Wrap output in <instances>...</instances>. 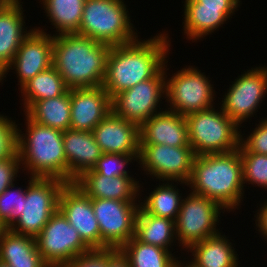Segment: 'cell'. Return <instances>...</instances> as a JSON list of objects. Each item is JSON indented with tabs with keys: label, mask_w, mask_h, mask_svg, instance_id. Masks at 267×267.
<instances>
[{
	"label": "cell",
	"mask_w": 267,
	"mask_h": 267,
	"mask_svg": "<svg viewBox=\"0 0 267 267\" xmlns=\"http://www.w3.org/2000/svg\"><path fill=\"white\" fill-rule=\"evenodd\" d=\"M170 35L164 30L149 39H140L110 47L103 88L112 99L115 95L153 78L170 54Z\"/></svg>",
	"instance_id": "cell-1"
},
{
	"label": "cell",
	"mask_w": 267,
	"mask_h": 267,
	"mask_svg": "<svg viewBox=\"0 0 267 267\" xmlns=\"http://www.w3.org/2000/svg\"><path fill=\"white\" fill-rule=\"evenodd\" d=\"M187 184L192 193L217 202L226 212L240 209L245 188L239 149L196 156Z\"/></svg>",
	"instance_id": "cell-2"
},
{
	"label": "cell",
	"mask_w": 267,
	"mask_h": 267,
	"mask_svg": "<svg viewBox=\"0 0 267 267\" xmlns=\"http://www.w3.org/2000/svg\"><path fill=\"white\" fill-rule=\"evenodd\" d=\"M110 46L78 34L53 35V66L69 89L102 86Z\"/></svg>",
	"instance_id": "cell-3"
},
{
	"label": "cell",
	"mask_w": 267,
	"mask_h": 267,
	"mask_svg": "<svg viewBox=\"0 0 267 267\" xmlns=\"http://www.w3.org/2000/svg\"><path fill=\"white\" fill-rule=\"evenodd\" d=\"M26 130L17 126V153L21 170L33 178H55L68 184V165L63 132L31 120L25 113Z\"/></svg>",
	"instance_id": "cell-4"
},
{
	"label": "cell",
	"mask_w": 267,
	"mask_h": 267,
	"mask_svg": "<svg viewBox=\"0 0 267 267\" xmlns=\"http://www.w3.org/2000/svg\"><path fill=\"white\" fill-rule=\"evenodd\" d=\"M126 7L124 0H86L75 34L110 47L137 40L139 35Z\"/></svg>",
	"instance_id": "cell-5"
},
{
	"label": "cell",
	"mask_w": 267,
	"mask_h": 267,
	"mask_svg": "<svg viewBox=\"0 0 267 267\" xmlns=\"http://www.w3.org/2000/svg\"><path fill=\"white\" fill-rule=\"evenodd\" d=\"M190 113L185 116L189 145L196 156L228 153L239 148L240 127L221 107Z\"/></svg>",
	"instance_id": "cell-6"
},
{
	"label": "cell",
	"mask_w": 267,
	"mask_h": 267,
	"mask_svg": "<svg viewBox=\"0 0 267 267\" xmlns=\"http://www.w3.org/2000/svg\"><path fill=\"white\" fill-rule=\"evenodd\" d=\"M168 59L164 64L166 79V100L168 110L183 116L206 110L215 106L216 91L212 80H209L198 67L184 66L172 75L167 72ZM168 73V75H167ZM170 76V77H169ZM172 76V77H171ZM169 77V78H168ZM215 95V96H214Z\"/></svg>",
	"instance_id": "cell-7"
},
{
	"label": "cell",
	"mask_w": 267,
	"mask_h": 267,
	"mask_svg": "<svg viewBox=\"0 0 267 267\" xmlns=\"http://www.w3.org/2000/svg\"><path fill=\"white\" fill-rule=\"evenodd\" d=\"M188 192L190 193L186 194L185 198L183 197L175 221L177 246H181V252L184 249L186 251L195 243L222 232L217 227L219 219L222 218L221 212L226 211L217 202L191 191Z\"/></svg>",
	"instance_id": "cell-8"
},
{
	"label": "cell",
	"mask_w": 267,
	"mask_h": 267,
	"mask_svg": "<svg viewBox=\"0 0 267 267\" xmlns=\"http://www.w3.org/2000/svg\"><path fill=\"white\" fill-rule=\"evenodd\" d=\"M27 182L22 214L10 230L35 238L58 210L59 195L67 183L55 178L33 177Z\"/></svg>",
	"instance_id": "cell-9"
},
{
	"label": "cell",
	"mask_w": 267,
	"mask_h": 267,
	"mask_svg": "<svg viewBox=\"0 0 267 267\" xmlns=\"http://www.w3.org/2000/svg\"><path fill=\"white\" fill-rule=\"evenodd\" d=\"M246 70L231 81L219 103L224 113L240 128L244 122L254 117L267 95V66H255Z\"/></svg>",
	"instance_id": "cell-10"
},
{
	"label": "cell",
	"mask_w": 267,
	"mask_h": 267,
	"mask_svg": "<svg viewBox=\"0 0 267 267\" xmlns=\"http://www.w3.org/2000/svg\"><path fill=\"white\" fill-rule=\"evenodd\" d=\"M162 99H166L165 67L153 78L115 95L111 99L112 112L140 127L163 110L160 108Z\"/></svg>",
	"instance_id": "cell-11"
},
{
	"label": "cell",
	"mask_w": 267,
	"mask_h": 267,
	"mask_svg": "<svg viewBox=\"0 0 267 267\" xmlns=\"http://www.w3.org/2000/svg\"><path fill=\"white\" fill-rule=\"evenodd\" d=\"M196 155L191 146L139 144L138 164L156 181L188 182Z\"/></svg>",
	"instance_id": "cell-12"
},
{
	"label": "cell",
	"mask_w": 267,
	"mask_h": 267,
	"mask_svg": "<svg viewBox=\"0 0 267 267\" xmlns=\"http://www.w3.org/2000/svg\"><path fill=\"white\" fill-rule=\"evenodd\" d=\"M35 240L43 261L49 267H65L90 250L59 210L51 216Z\"/></svg>",
	"instance_id": "cell-13"
},
{
	"label": "cell",
	"mask_w": 267,
	"mask_h": 267,
	"mask_svg": "<svg viewBox=\"0 0 267 267\" xmlns=\"http://www.w3.org/2000/svg\"><path fill=\"white\" fill-rule=\"evenodd\" d=\"M91 203L100 230L101 249H120L134 237L140 201L95 198Z\"/></svg>",
	"instance_id": "cell-14"
},
{
	"label": "cell",
	"mask_w": 267,
	"mask_h": 267,
	"mask_svg": "<svg viewBox=\"0 0 267 267\" xmlns=\"http://www.w3.org/2000/svg\"><path fill=\"white\" fill-rule=\"evenodd\" d=\"M48 33V34H47ZM53 66V36L41 27H33L22 41L10 65L0 75V83L15 70L19 89L31 78Z\"/></svg>",
	"instance_id": "cell-15"
},
{
	"label": "cell",
	"mask_w": 267,
	"mask_h": 267,
	"mask_svg": "<svg viewBox=\"0 0 267 267\" xmlns=\"http://www.w3.org/2000/svg\"><path fill=\"white\" fill-rule=\"evenodd\" d=\"M58 210L90 249H101L100 230L90 197L73 183L66 184L59 195Z\"/></svg>",
	"instance_id": "cell-16"
},
{
	"label": "cell",
	"mask_w": 267,
	"mask_h": 267,
	"mask_svg": "<svg viewBox=\"0 0 267 267\" xmlns=\"http://www.w3.org/2000/svg\"><path fill=\"white\" fill-rule=\"evenodd\" d=\"M70 129L92 132L111 111V98L103 86L70 89Z\"/></svg>",
	"instance_id": "cell-17"
},
{
	"label": "cell",
	"mask_w": 267,
	"mask_h": 267,
	"mask_svg": "<svg viewBox=\"0 0 267 267\" xmlns=\"http://www.w3.org/2000/svg\"><path fill=\"white\" fill-rule=\"evenodd\" d=\"M139 127V144L190 146L185 116L164 108Z\"/></svg>",
	"instance_id": "cell-18"
},
{
	"label": "cell",
	"mask_w": 267,
	"mask_h": 267,
	"mask_svg": "<svg viewBox=\"0 0 267 267\" xmlns=\"http://www.w3.org/2000/svg\"><path fill=\"white\" fill-rule=\"evenodd\" d=\"M92 133L102 153L139 154V127L112 111Z\"/></svg>",
	"instance_id": "cell-19"
},
{
	"label": "cell",
	"mask_w": 267,
	"mask_h": 267,
	"mask_svg": "<svg viewBox=\"0 0 267 267\" xmlns=\"http://www.w3.org/2000/svg\"><path fill=\"white\" fill-rule=\"evenodd\" d=\"M131 175L108 177L92 169L83 173L73 184L91 199L139 201L141 183Z\"/></svg>",
	"instance_id": "cell-20"
},
{
	"label": "cell",
	"mask_w": 267,
	"mask_h": 267,
	"mask_svg": "<svg viewBox=\"0 0 267 267\" xmlns=\"http://www.w3.org/2000/svg\"><path fill=\"white\" fill-rule=\"evenodd\" d=\"M21 1L5 0L0 4V75L10 65L22 41L33 29L25 27L26 16Z\"/></svg>",
	"instance_id": "cell-21"
},
{
	"label": "cell",
	"mask_w": 267,
	"mask_h": 267,
	"mask_svg": "<svg viewBox=\"0 0 267 267\" xmlns=\"http://www.w3.org/2000/svg\"><path fill=\"white\" fill-rule=\"evenodd\" d=\"M63 146L68 165V184L92 170L102 155L93 133L88 131H63Z\"/></svg>",
	"instance_id": "cell-22"
},
{
	"label": "cell",
	"mask_w": 267,
	"mask_h": 267,
	"mask_svg": "<svg viewBox=\"0 0 267 267\" xmlns=\"http://www.w3.org/2000/svg\"><path fill=\"white\" fill-rule=\"evenodd\" d=\"M222 232L193 244L186 252L197 267H240L239 256L229 237ZM239 260V261H238Z\"/></svg>",
	"instance_id": "cell-23"
},
{
	"label": "cell",
	"mask_w": 267,
	"mask_h": 267,
	"mask_svg": "<svg viewBox=\"0 0 267 267\" xmlns=\"http://www.w3.org/2000/svg\"><path fill=\"white\" fill-rule=\"evenodd\" d=\"M184 20L183 35L188 41L199 42L207 35H211L214 31H218L229 18L221 12V8L202 7L195 0H185L184 2ZM228 19V20H227ZM199 40V41H197Z\"/></svg>",
	"instance_id": "cell-24"
},
{
	"label": "cell",
	"mask_w": 267,
	"mask_h": 267,
	"mask_svg": "<svg viewBox=\"0 0 267 267\" xmlns=\"http://www.w3.org/2000/svg\"><path fill=\"white\" fill-rule=\"evenodd\" d=\"M0 262L10 267H49L43 261L34 237L10 229L0 237Z\"/></svg>",
	"instance_id": "cell-25"
},
{
	"label": "cell",
	"mask_w": 267,
	"mask_h": 267,
	"mask_svg": "<svg viewBox=\"0 0 267 267\" xmlns=\"http://www.w3.org/2000/svg\"><path fill=\"white\" fill-rule=\"evenodd\" d=\"M134 237L145 244L172 250L177 242L175 221L146 213L141 207L135 222Z\"/></svg>",
	"instance_id": "cell-26"
},
{
	"label": "cell",
	"mask_w": 267,
	"mask_h": 267,
	"mask_svg": "<svg viewBox=\"0 0 267 267\" xmlns=\"http://www.w3.org/2000/svg\"><path fill=\"white\" fill-rule=\"evenodd\" d=\"M180 183L188 185L187 182H171L162 181L151 191L149 196H146L142 200V192L144 191L142 184L140 185V207L148 214L158 217H165L176 221L178 213L180 211L181 202L183 200L182 192L178 189L177 185ZM161 184V185H160ZM142 186V187H141ZM176 187V188H175ZM142 191V192H141ZM143 201V202H142Z\"/></svg>",
	"instance_id": "cell-27"
},
{
	"label": "cell",
	"mask_w": 267,
	"mask_h": 267,
	"mask_svg": "<svg viewBox=\"0 0 267 267\" xmlns=\"http://www.w3.org/2000/svg\"><path fill=\"white\" fill-rule=\"evenodd\" d=\"M24 113L41 125L62 132L70 129V89L64 95L34 102Z\"/></svg>",
	"instance_id": "cell-28"
},
{
	"label": "cell",
	"mask_w": 267,
	"mask_h": 267,
	"mask_svg": "<svg viewBox=\"0 0 267 267\" xmlns=\"http://www.w3.org/2000/svg\"><path fill=\"white\" fill-rule=\"evenodd\" d=\"M20 89L23 112L36 101L55 98L69 90L54 66L31 78Z\"/></svg>",
	"instance_id": "cell-29"
},
{
	"label": "cell",
	"mask_w": 267,
	"mask_h": 267,
	"mask_svg": "<svg viewBox=\"0 0 267 267\" xmlns=\"http://www.w3.org/2000/svg\"><path fill=\"white\" fill-rule=\"evenodd\" d=\"M86 0H40L50 25L59 34H72L79 30Z\"/></svg>",
	"instance_id": "cell-30"
},
{
	"label": "cell",
	"mask_w": 267,
	"mask_h": 267,
	"mask_svg": "<svg viewBox=\"0 0 267 267\" xmlns=\"http://www.w3.org/2000/svg\"><path fill=\"white\" fill-rule=\"evenodd\" d=\"M120 250L130 267H174L178 257L169 250L131 238Z\"/></svg>",
	"instance_id": "cell-31"
},
{
	"label": "cell",
	"mask_w": 267,
	"mask_h": 267,
	"mask_svg": "<svg viewBox=\"0 0 267 267\" xmlns=\"http://www.w3.org/2000/svg\"><path fill=\"white\" fill-rule=\"evenodd\" d=\"M15 184L16 182L0 195V219L7 229L20 218L26 198V187L16 188Z\"/></svg>",
	"instance_id": "cell-32"
},
{
	"label": "cell",
	"mask_w": 267,
	"mask_h": 267,
	"mask_svg": "<svg viewBox=\"0 0 267 267\" xmlns=\"http://www.w3.org/2000/svg\"><path fill=\"white\" fill-rule=\"evenodd\" d=\"M240 156L244 187H247L245 184L248 183V185L267 189V155L240 152Z\"/></svg>",
	"instance_id": "cell-33"
},
{
	"label": "cell",
	"mask_w": 267,
	"mask_h": 267,
	"mask_svg": "<svg viewBox=\"0 0 267 267\" xmlns=\"http://www.w3.org/2000/svg\"><path fill=\"white\" fill-rule=\"evenodd\" d=\"M138 156L139 154L102 153L93 170L108 177L131 176V172L127 170L128 165L138 162Z\"/></svg>",
	"instance_id": "cell-34"
},
{
	"label": "cell",
	"mask_w": 267,
	"mask_h": 267,
	"mask_svg": "<svg viewBox=\"0 0 267 267\" xmlns=\"http://www.w3.org/2000/svg\"><path fill=\"white\" fill-rule=\"evenodd\" d=\"M258 121L248 136L240 132L239 152H252L267 155V117ZM246 135V138L245 136Z\"/></svg>",
	"instance_id": "cell-35"
},
{
	"label": "cell",
	"mask_w": 267,
	"mask_h": 267,
	"mask_svg": "<svg viewBox=\"0 0 267 267\" xmlns=\"http://www.w3.org/2000/svg\"><path fill=\"white\" fill-rule=\"evenodd\" d=\"M0 113V160L17 153V126L22 125Z\"/></svg>",
	"instance_id": "cell-36"
},
{
	"label": "cell",
	"mask_w": 267,
	"mask_h": 267,
	"mask_svg": "<svg viewBox=\"0 0 267 267\" xmlns=\"http://www.w3.org/2000/svg\"><path fill=\"white\" fill-rule=\"evenodd\" d=\"M19 169H21L19 156H10L0 160V195L16 182L17 177H20Z\"/></svg>",
	"instance_id": "cell-37"
},
{
	"label": "cell",
	"mask_w": 267,
	"mask_h": 267,
	"mask_svg": "<svg viewBox=\"0 0 267 267\" xmlns=\"http://www.w3.org/2000/svg\"><path fill=\"white\" fill-rule=\"evenodd\" d=\"M65 267H107V248L90 249L74 258Z\"/></svg>",
	"instance_id": "cell-38"
},
{
	"label": "cell",
	"mask_w": 267,
	"mask_h": 267,
	"mask_svg": "<svg viewBox=\"0 0 267 267\" xmlns=\"http://www.w3.org/2000/svg\"><path fill=\"white\" fill-rule=\"evenodd\" d=\"M200 3L202 7L211 8H221L223 12L229 19L232 18L234 12H237L240 7V0H195Z\"/></svg>",
	"instance_id": "cell-39"
},
{
	"label": "cell",
	"mask_w": 267,
	"mask_h": 267,
	"mask_svg": "<svg viewBox=\"0 0 267 267\" xmlns=\"http://www.w3.org/2000/svg\"><path fill=\"white\" fill-rule=\"evenodd\" d=\"M263 204V205H262ZM259 209L255 211L256 214H254L255 226L258 229L260 236H263V239L267 242V200L264 201V203H260Z\"/></svg>",
	"instance_id": "cell-40"
},
{
	"label": "cell",
	"mask_w": 267,
	"mask_h": 267,
	"mask_svg": "<svg viewBox=\"0 0 267 267\" xmlns=\"http://www.w3.org/2000/svg\"><path fill=\"white\" fill-rule=\"evenodd\" d=\"M107 267H130L129 259L120 249L107 248Z\"/></svg>",
	"instance_id": "cell-41"
},
{
	"label": "cell",
	"mask_w": 267,
	"mask_h": 267,
	"mask_svg": "<svg viewBox=\"0 0 267 267\" xmlns=\"http://www.w3.org/2000/svg\"><path fill=\"white\" fill-rule=\"evenodd\" d=\"M179 258H177L176 262H175V266L174 267H197L195 264H193L190 260L187 261L183 259V261H181ZM186 262V263H185Z\"/></svg>",
	"instance_id": "cell-42"
},
{
	"label": "cell",
	"mask_w": 267,
	"mask_h": 267,
	"mask_svg": "<svg viewBox=\"0 0 267 267\" xmlns=\"http://www.w3.org/2000/svg\"><path fill=\"white\" fill-rule=\"evenodd\" d=\"M7 230L5 227L3 221L0 219V237L4 234V232Z\"/></svg>",
	"instance_id": "cell-43"
},
{
	"label": "cell",
	"mask_w": 267,
	"mask_h": 267,
	"mask_svg": "<svg viewBox=\"0 0 267 267\" xmlns=\"http://www.w3.org/2000/svg\"><path fill=\"white\" fill-rule=\"evenodd\" d=\"M0 267H10L9 265L3 263V262H0Z\"/></svg>",
	"instance_id": "cell-44"
}]
</instances>
